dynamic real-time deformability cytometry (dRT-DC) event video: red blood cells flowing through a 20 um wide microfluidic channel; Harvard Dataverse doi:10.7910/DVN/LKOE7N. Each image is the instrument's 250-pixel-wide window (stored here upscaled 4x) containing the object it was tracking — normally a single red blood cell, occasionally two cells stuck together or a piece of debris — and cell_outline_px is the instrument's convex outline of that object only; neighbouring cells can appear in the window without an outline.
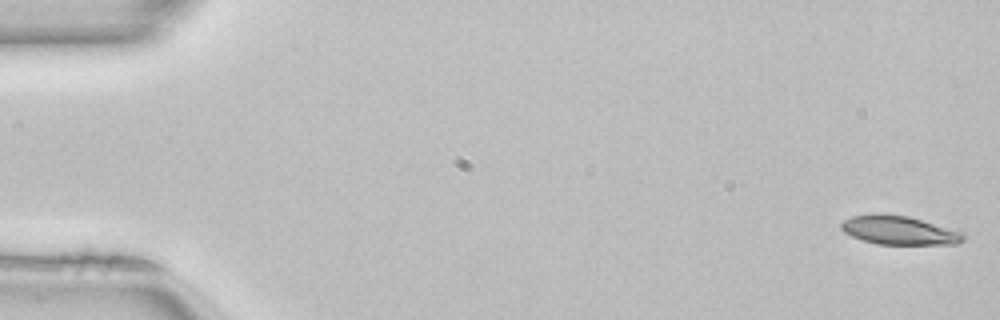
{"species": "common noctule bat (a hibernating species)", "species_latin": "Nyctalus noctula", "temperature_condition": "room temperature", "stored_images_in_passage": 50, "camera_frame_rate_fps": 3000, "um_per_image_px": 0.085, "animal": {"sex": "female", "body_mass_g": 22.7, "forearm_length_mm": 54.2}, "frame": {"image": 1, "passage_image": 1, "time_ms": 0.0, "image_size_px": [1000, 320], "cell_outline_px": [[964, 240], [956, 244], [876, 244], [852, 236], [844, 232], [840, 228], [840, 224], [844, 220], [852, 216], [876, 212], [880, 212], [908, 216], [964, 232]], "centroid_in_image_um": [76.4, 19.55], "position_along_channel_um": 8.6, "area_um2": 20.63}}
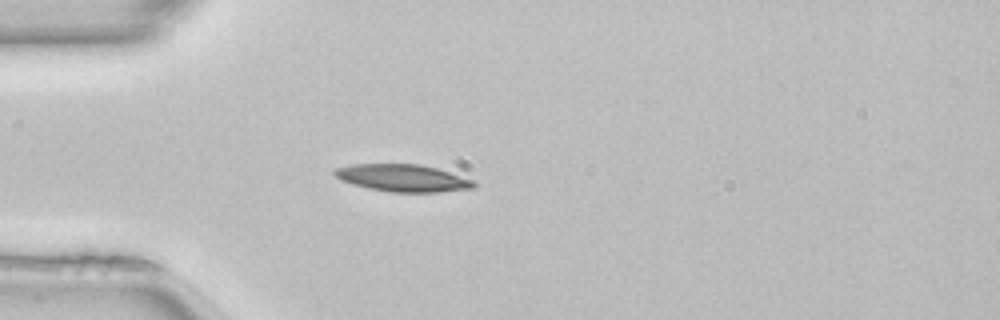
{"frame": {"image": 2, "passage_image": 14, "time_ms": 4.333, "image_size_px": [1000, 320], "cell_outline_px": [[476, 188], [440, 192], [388, 192], [368, 188], [352, 184], [340, 180], [332, 172], [336, 168], [352, 164], [420, 164], [436, 168], [472, 180], [476, 184]], "centroid_in_image_um": [34.21, 15.13], "position_along_channel_um": 50.8, "area_um2": 22.08}}
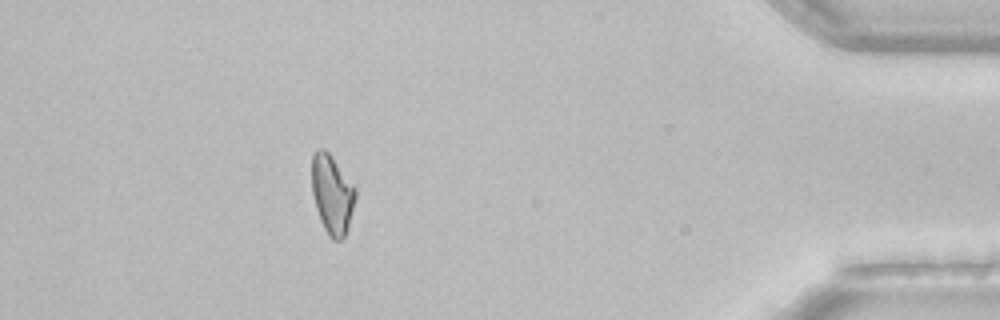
{"frame": {"image": 3, "passage_image": 45, "time_ms": 14.667, "image_size_px": [1000, 320], "cell_outline_px": [[356, 196], [348, 228], [344, 236], [340, 240], [332, 240], [328, 236], [320, 220], [316, 208], [312, 192], [312, 156], [316, 148], [324, 148], [328, 152], [356, 188]], "centroid_in_image_um": [28.22, 16.52], "position_along_channel_um": 407.0, "area_um2": 20.06}, "authors_computed_cell_mechanics": {"area_um2": 20.808, "velocity_mm_per_s": 4.0649, "shape_relaxation_time_tau1_ms": 8.1007, "shape_relaxation_time_tau2_ms": null, "deformation_change_tau1": 0.1794, "deformation_change_tau2": null}}